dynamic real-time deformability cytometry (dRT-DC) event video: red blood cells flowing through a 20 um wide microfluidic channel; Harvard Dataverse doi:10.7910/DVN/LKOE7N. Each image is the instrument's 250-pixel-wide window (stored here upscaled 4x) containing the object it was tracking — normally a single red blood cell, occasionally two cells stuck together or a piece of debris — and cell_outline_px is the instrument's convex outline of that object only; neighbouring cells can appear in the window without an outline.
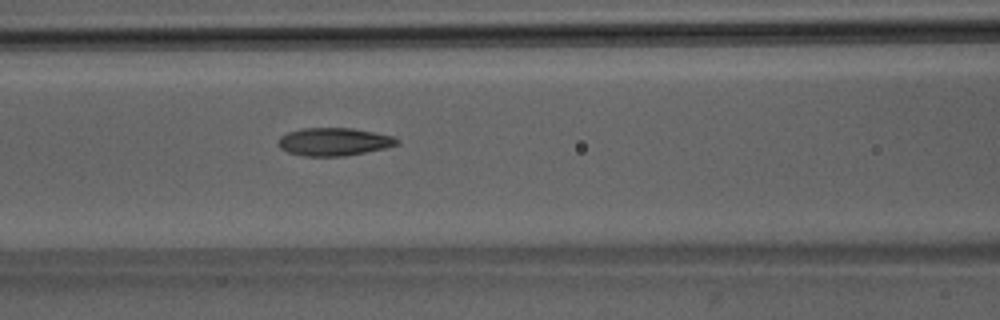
{"species": "Egyptian fruit bat (a non-hibernating species)", "species_latin": "Rousettus aegyptiacus", "temperature_condition": "room temperature", "stored_images_in_passage": 45, "camera_frame_rate_fps": 3000, "um_per_image_px": 0.085, "animal": {"sex": "male"}, "frame": {"image": 1, "passage_image": 16, "time_ms": 5.0, "image_size_px": [1000, 320], "cell_outline_px": [[400, 140], [396, 144], [384, 148], [344, 156], [304, 156], [288, 152], [280, 148], [276, 144], [280, 136], [288, 132], [304, 128], [352, 128], [392, 136]], "centroid_in_image_um": [28.32, 12.05], "position_along_channel_um": 138.3, "area_um2": 19.13}}
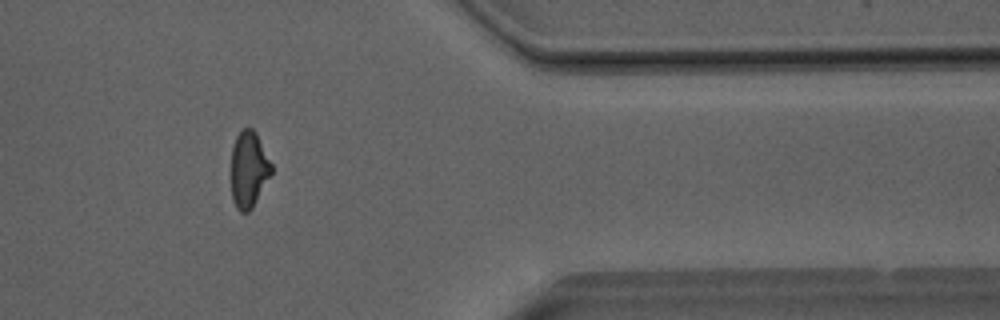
{"frame": {"image": 2, "passage_image": 36, "time_ms": 11.667, "image_size_px": [1000, 320], "cell_outline_px": [[272, 172], [252, 208], [248, 212], [240, 212], [236, 208], [232, 200], [232, 148], [236, 136], [240, 128], [252, 128], [256, 132], [272, 164]], "centroid_in_image_um": [21.14, 14.38], "position_along_channel_um": 390.3, "area_um2": 17.86}}
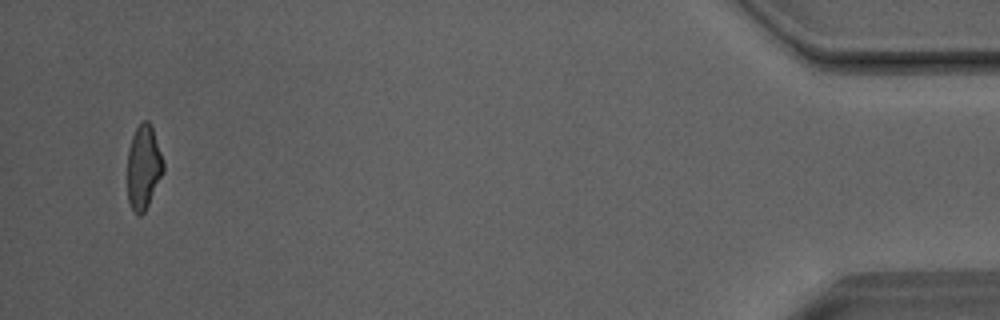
{"frame": {"image": 3, "passage_image": 43, "time_ms": 14.0, "image_size_px": [1000, 320], "cell_outline_px": [[164, 172], [144, 212], [140, 216], [132, 208], [128, 200], [128, 148], [132, 136], [140, 120], [148, 120], [152, 124], [164, 164]], "centroid_in_image_um": [12.21, 14.15], "position_along_channel_um": 423.0, "area_um2": 17.63}, "authors_computed_cell_mechanics": {"area_um2": 18.785, "velocity_mm_per_s": 4.0837, "shape_relaxation_time_tau1_ms": 5.152, "shape_relaxation_time_tau2_ms": 2.3161, "deformation_change_tau1": 0.1695, "deformation_change_tau2": 0.0978}}